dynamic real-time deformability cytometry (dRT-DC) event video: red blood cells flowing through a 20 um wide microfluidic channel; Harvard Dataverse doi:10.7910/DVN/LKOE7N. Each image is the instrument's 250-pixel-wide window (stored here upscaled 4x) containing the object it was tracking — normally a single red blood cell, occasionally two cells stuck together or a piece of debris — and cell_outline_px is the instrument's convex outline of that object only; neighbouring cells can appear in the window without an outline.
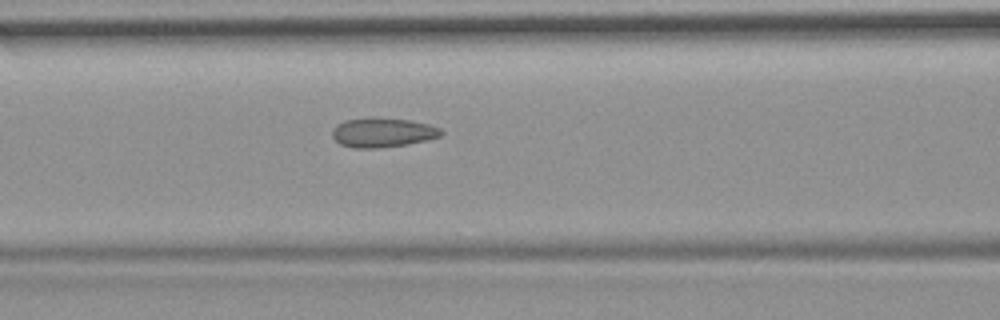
{"species": "common noctule bat (a hibernating species)", "species_latin": "Nyctalus noctula", "temperature_condition": "room temperature", "stored_images_in_passage": 44, "camera_frame_rate_fps": 3000, "um_per_image_px": 0.085, "animal": {"sex": "female", "body_mass_g": 19.9}, "frame": {"image": 1, "passage_image": 13, "time_ms": 4.0, "image_size_px": [1000, 320], "cell_outline_px": [[444, 132], [440, 136], [428, 140], [408, 144], [376, 148], [352, 148], [340, 144], [332, 136], [332, 128], [336, 124], [344, 120], [408, 120], [428, 124], [440, 128]], "centroid_in_image_um": [32.53, 11.31], "position_along_channel_um": 134.1, "area_um2": 18.03}, "authors_computed_cell_mechanics": {"area_um2": 18.2359, "velocity_mm_per_s": 3.7278, "shape_relaxation_time_tau1_ms": null, "shape_relaxation_time_tau2_ms": 1.6997, "deformation_change_tau1": null, "deformation_change_tau2": 0.0685}}